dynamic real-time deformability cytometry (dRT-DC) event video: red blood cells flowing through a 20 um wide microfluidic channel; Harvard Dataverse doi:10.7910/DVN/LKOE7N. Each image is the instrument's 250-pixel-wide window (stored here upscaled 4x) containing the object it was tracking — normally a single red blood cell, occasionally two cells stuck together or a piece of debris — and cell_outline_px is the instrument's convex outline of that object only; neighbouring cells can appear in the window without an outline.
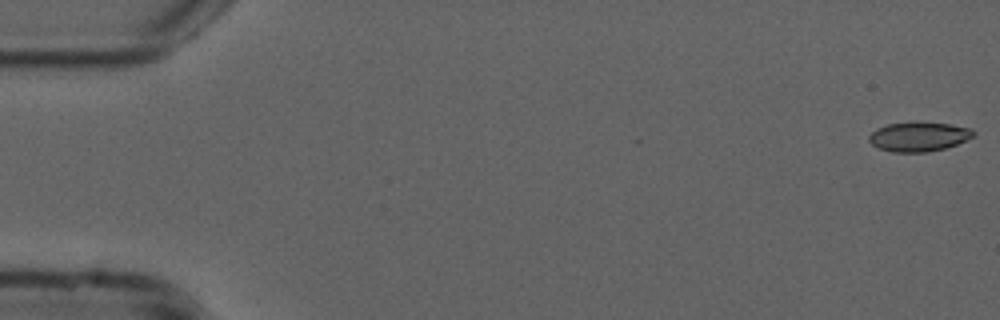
{"species": "common noctule bat (a hibernating species)", "species_latin": "Nyctalus noctula", "temperature_condition": "cold", "stored_images_in_passage": 8, "camera_frame_rate_fps": 3000, "um_per_image_px": 0.085, "animal": {"sex": "male", "forearm_length_mm": 52.5}, "frame": {"image": 1, "passage_image": 1, "time_ms": 0.0, "image_size_px": [1000, 320], "cell_outline_px": [[976, 136], [956, 144], [944, 148], [928, 152], [892, 152], [880, 148], [872, 144], [868, 140], [868, 136], [876, 128], [888, 124], [916, 120], [952, 124], [972, 128], [976, 132]], "centroid_in_image_um": [78.12, 11.58], "position_along_channel_um": 6.9, "area_um2": 18.38}}